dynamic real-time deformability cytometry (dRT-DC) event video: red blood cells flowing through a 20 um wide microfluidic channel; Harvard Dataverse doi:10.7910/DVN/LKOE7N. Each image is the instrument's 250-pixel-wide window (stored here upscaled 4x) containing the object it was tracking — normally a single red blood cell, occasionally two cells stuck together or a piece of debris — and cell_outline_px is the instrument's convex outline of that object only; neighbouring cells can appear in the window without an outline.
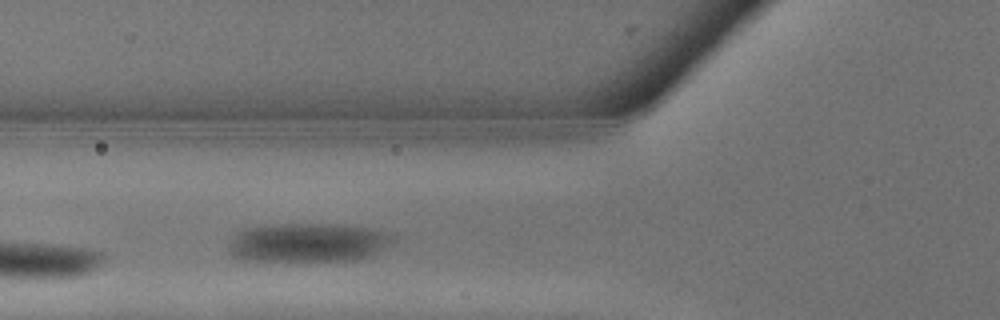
{"species": "common noctule bat (a hibernating species)", "species_latin": "Nyctalus noctula", "temperature_condition": "warm", "stored_images_in_passage": 7, "camera_frame_rate_fps": 3000, "um_per_image_px": 0.085, "animal": {"sex": "male", "body_mass_g": 13.3}, "frame": {"image": 1, "passage_image": 7, "time_ms": 2.0, "image_size_px": [1000, 320], "cell_outline_px": [[392, 236], [372, 256], [356, 260], [248, 260], [236, 256], [232, 252], [232, 240], [236, 232], [244, 228], [272, 224], [328, 224], [364, 228], [388, 232]], "centroid_in_image_um": [26.12, 20.6], "position_along_channel_um": 99.7, "area_um2": 36.07}}